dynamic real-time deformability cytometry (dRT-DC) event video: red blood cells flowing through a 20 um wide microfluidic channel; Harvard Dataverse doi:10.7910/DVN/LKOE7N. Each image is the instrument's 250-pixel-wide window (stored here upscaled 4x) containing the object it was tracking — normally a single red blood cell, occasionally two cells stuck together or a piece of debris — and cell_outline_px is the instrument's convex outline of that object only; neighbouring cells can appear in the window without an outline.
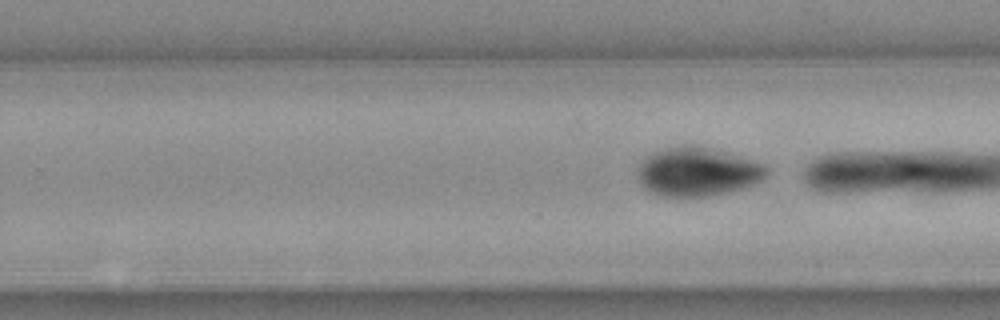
{"species": "Egyptian fruit bat (a non-hibernating species)", "species_latin": "Rousettus aegyptiacus", "temperature_condition": "warm", "stored_images_in_passage": 31, "camera_frame_rate_fps": 3000, "um_per_image_px": 0.085, "animal": {"sex": "female"}, "frame": {"image": 1, "passage_image": 31, "time_ms": 10.0, "image_size_px": [1000, 320], "cell_outline_px": [[768, 172], [756, 184], [724, 192], [704, 196], [660, 196], [644, 188], [640, 180], [640, 164], [648, 156], [656, 152], [668, 148], [688, 144], [692, 144], [708, 148], [760, 164], [768, 168]], "centroid_in_image_um": [59.26, 14.61], "position_along_channel_um": 270.5, "area_um2": 35.26}}